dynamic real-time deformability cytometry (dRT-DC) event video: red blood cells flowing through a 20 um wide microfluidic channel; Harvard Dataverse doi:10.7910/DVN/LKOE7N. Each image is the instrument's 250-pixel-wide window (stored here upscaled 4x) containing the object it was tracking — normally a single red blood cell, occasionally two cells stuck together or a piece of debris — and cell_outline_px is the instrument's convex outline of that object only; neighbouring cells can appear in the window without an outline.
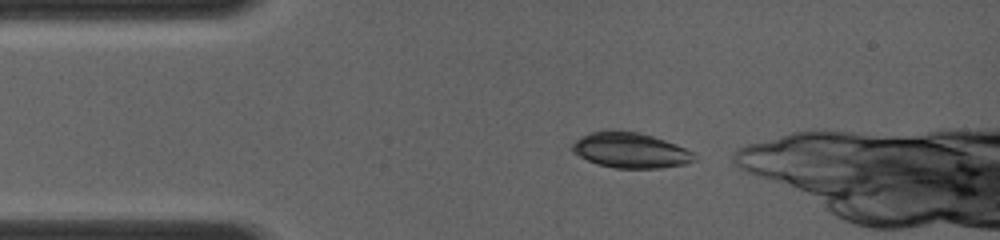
{"species": "common noctule bat (a hibernating species)", "species_latin": "Nyctalus noctula", "temperature_condition": "room temperature", "stored_images_in_passage": 12, "camera_frame_rate_fps": 4000, "um_per_image_px": 0.085, "animal": {"sex": "female", "body_mass_g": 19.0, "forearm_length_mm": 56.7}, "frame": {"image": 1, "passage_image": 1, "time_ms": 0.0, "image_size_px": [1000, 240], "cell_outline_px": [[696, 160], [684, 164], [660, 168], [616, 168], [596, 164], [572, 152], [572, 144], [576, 140], [592, 132], [640, 132], [676, 144], [696, 152]], "centroid_in_image_um": [53.64, 12.8], "position_along_channel_um": 31.4, "area_um2": 24.74}}
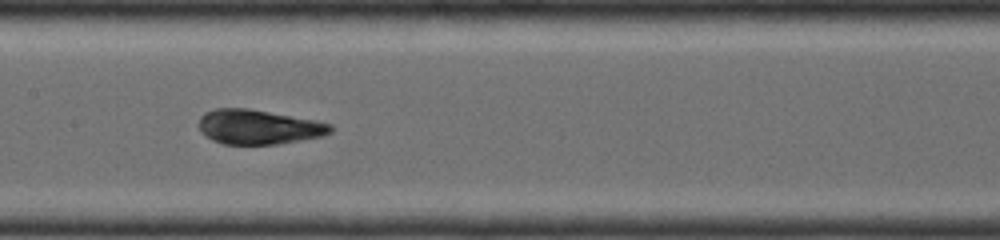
{"frame": {"image": 2, "passage_image": 7, "time_ms": 4.25, "image_size_px": [1000, 240], "cell_outline_px": [[332, 132], [320, 136], [272, 144], [224, 144], [208, 136], [200, 128], [200, 116], [204, 112], [216, 108], [248, 108], [312, 120], [332, 124]], "centroid_in_image_um": [21.95, 10.77], "position_along_channel_um": 185.4, "area_um2": 25.78}}
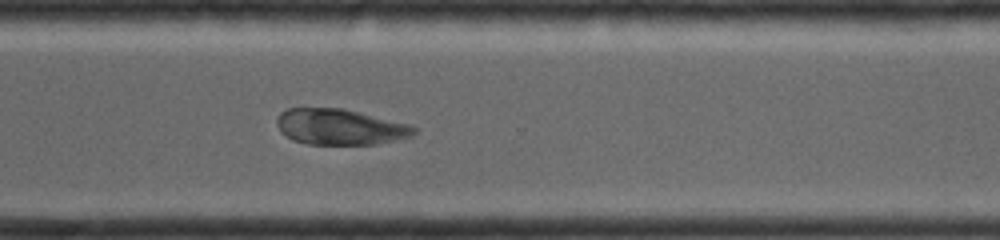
{"frame": {"image": 3, "passage_image": 12, "time_ms": 7.75, "image_size_px": [1000, 240], "cell_outline_px": [[416, 132], [408, 136], [372, 144], [308, 144], [292, 140], [280, 132], [276, 124], [276, 120], [280, 112], [288, 108], [340, 108], [404, 124], [416, 128]], "centroid_in_image_um": [28.74, 10.79], "position_along_channel_um": 341.9, "area_um2": 27.8}}